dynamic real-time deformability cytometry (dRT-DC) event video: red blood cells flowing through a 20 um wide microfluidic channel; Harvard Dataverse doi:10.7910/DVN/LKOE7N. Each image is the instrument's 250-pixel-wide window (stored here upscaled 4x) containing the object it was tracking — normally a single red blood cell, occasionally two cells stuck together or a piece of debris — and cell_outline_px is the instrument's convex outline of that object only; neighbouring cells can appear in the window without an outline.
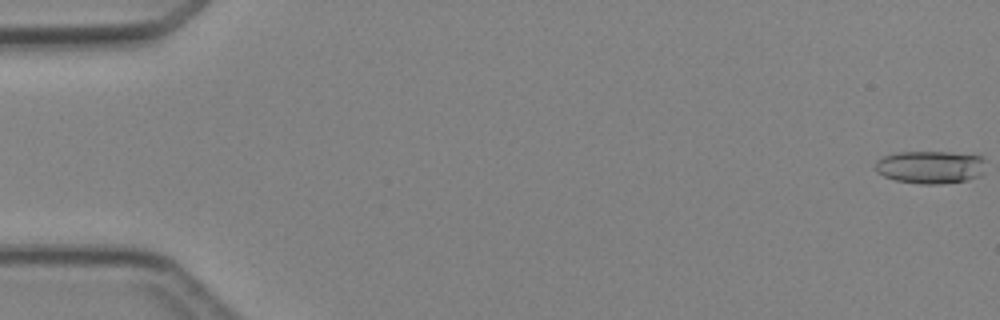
{"species": "Egyptian fruit bat (a non-hibernating species)", "species_latin": "Rousettus aegyptiacus", "temperature_condition": "cold", "stored_images_in_passage": 5, "camera_frame_rate_fps": 3000, "um_per_image_px": 0.085, "animal": {"sex": "female"}, "frame": {"image": 1, "passage_image": 1, "time_ms": 0.0, "image_size_px": [1000, 320], "cell_outline_px": [[984, 172], [980, 176], [968, 180], [944, 184], [920, 184], [896, 180], [884, 176], [876, 172], [876, 160], [884, 156], [896, 152], [948, 152], [980, 156], [984, 160]], "centroid_in_image_um": [79.08, 14.21], "position_along_channel_um": 5.9, "area_um2": 21.21}}
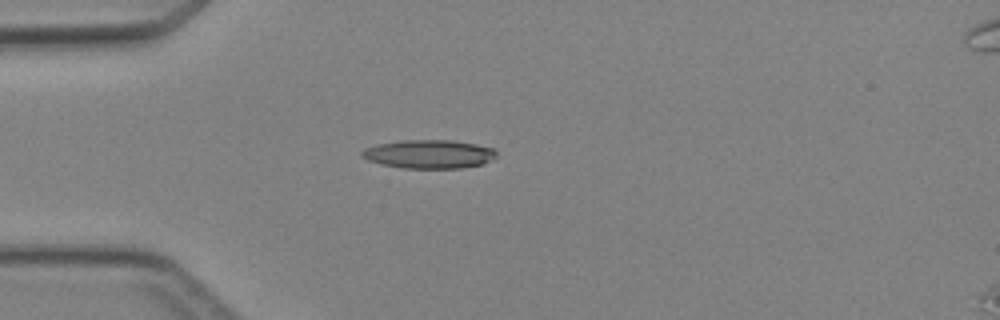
{"frame": {"image": 2, "passage_image": 4, "time_ms": 4.333, "image_size_px": [1000, 320], "cell_outline_px": [[496, 156], [492, 160], [480, 164], [460, 168], [404, 168], [384, 164], [368, 160], [360, 156], [360, 152], [364, 148], [376, 144], [400, 140], [452, 140], [476, 144], [496, 148]], "centroid_in_image_um": [36.46, 13.08], "position_along_channel_um": 48.5, "area_um2": 22.48}}